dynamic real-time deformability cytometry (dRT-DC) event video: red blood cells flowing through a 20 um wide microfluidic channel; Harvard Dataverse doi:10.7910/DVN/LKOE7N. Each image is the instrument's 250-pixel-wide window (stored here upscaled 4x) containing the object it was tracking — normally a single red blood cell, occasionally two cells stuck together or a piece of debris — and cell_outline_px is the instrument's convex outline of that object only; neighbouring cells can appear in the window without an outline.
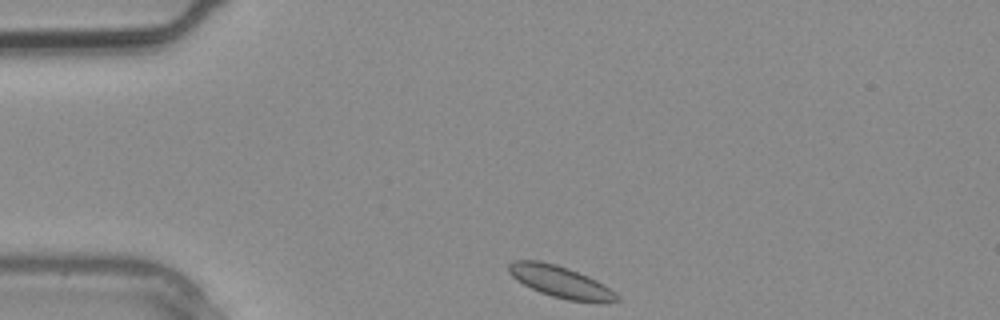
{"species": "common noctule bat (a hibernating species)", "species_latin": "Nyctalus noctula", "temperature_condition": "warm", "stored_images_in_passage": 2, "camera_frame_rate_fps": 3000, "um_per_image_px": 0.085, "animal": {"sex": "male", "body_mass_g": 20.4}, "frame": {"image": 1, "passage_image": 1, "time_ms": 0.0, "image_size_px": [1000, 320], "cell_outline_px": [[620, 300], [596, 304], [568, 300], [552, 296], [540, 292], [516, 280], [508, 272], [508, 264], [516, 260], [540, 260], [556, 264], [568, 268], [588, 276], [604, 284], [616, 292], [620, 296]], "centroid_in_image_um": [47.69, 23.97], "position_along_channel_um": 37.3, "area_um2": 20.23}}